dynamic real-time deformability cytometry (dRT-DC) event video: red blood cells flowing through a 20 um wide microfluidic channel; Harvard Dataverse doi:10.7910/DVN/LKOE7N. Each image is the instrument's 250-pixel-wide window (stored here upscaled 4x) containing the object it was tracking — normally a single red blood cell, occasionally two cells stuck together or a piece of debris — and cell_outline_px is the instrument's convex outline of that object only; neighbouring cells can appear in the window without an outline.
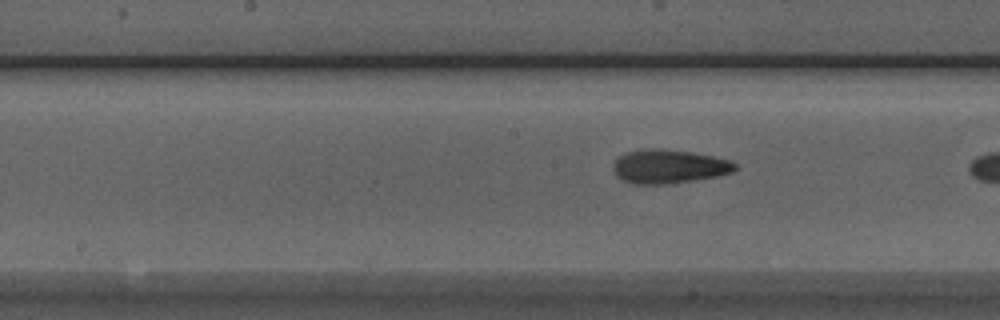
{"species": "Egyptian fruit bat (a non-hibernating species)", "species_latin": "Rousettus aegyptiacus", "temperature_condition": "room temperature", "stored_images_in_passage": 7, "segment_of_instrument_passage": [2, 2], "camera_frame_rate_fps": 3000, "um_per_image_px": 0.085, "animal": {"sex": "male"}, "frame": {"image": 1, "passage_image": 7, "time_ms": 8.0, "image_size_px": [1000, 320], "cell_outline_px": [[736, 168], [732, 172], [716, 176], [696, 180], [668, 184], [632, 184], [620, 180], [616, 176], [612, 168], [612, 164], [620, 156], [628, 152], [652, 148], [664, 148], [692, 152], [732, 160], [736, 164]], "centroid_in_image_um": [56.84, 14.16], "position_along_channel_um": 191.4, "area_um2": 24.22}}